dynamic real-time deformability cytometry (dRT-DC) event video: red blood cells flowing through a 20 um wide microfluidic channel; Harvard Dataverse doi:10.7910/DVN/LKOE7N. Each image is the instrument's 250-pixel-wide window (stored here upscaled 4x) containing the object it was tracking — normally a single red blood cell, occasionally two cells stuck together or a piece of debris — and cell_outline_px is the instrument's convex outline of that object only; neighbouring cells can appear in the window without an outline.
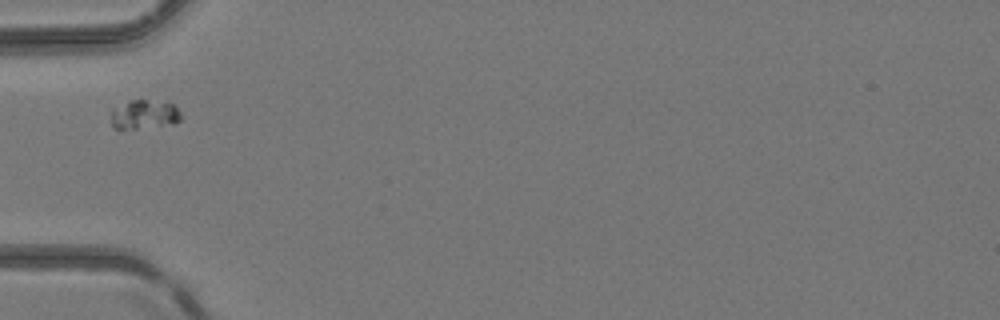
{"species": "common noctule bat (a hibernating species)", "species_latin": "Nyctalus noctula", "temperature_condition": "room temperature", "stored_images_in_passage": 2, "camera_frame_rate_fps": 3000, "um_per_image_px": 0.085, "animal": {"sex": "female", "body_mass_g": 24.6, "forearm_length_mm": 56.2}, "frame": {"image": 1, "passage_image": 1, "time_ms": 0.0, "image_size_px": [1000, 320], "cell_outline_px": [[184, 116], [180, 120], [172, 124], [120, 132], [112, 128], [112, 108], [132, 100], [144, 100], [172, 104]], "centroid_in_image_um": [12.22, 9.8], "position_along_channel_um": 72.8, "area_um2": 12.2}}
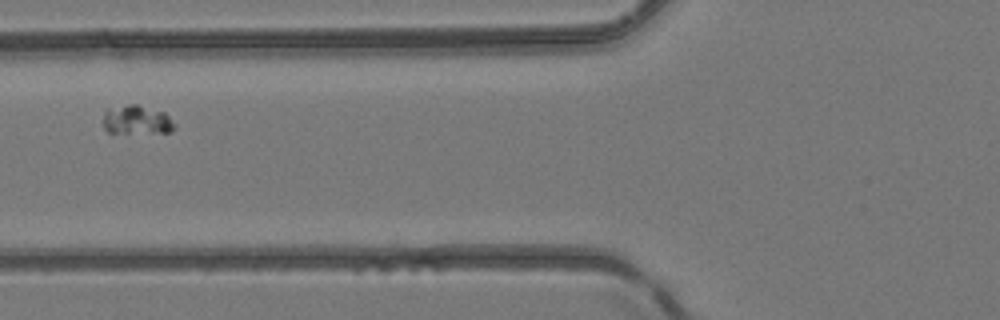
{"frame": {"image": 2, "passage_image": 2, "time_ms": 1.0, "image_size_px": [1000, 320], "cell_outline_px": [[176, 128], [172, 132], [108, 132], [104, 128], [104, 112], [108, 108], [128, 104], [136, 104], [164, 112], [176, 124]], "centroid_in_image_um": [11.64, 10.18], "position_along_channel_um": 114.2, "area_um2": 11.96}}